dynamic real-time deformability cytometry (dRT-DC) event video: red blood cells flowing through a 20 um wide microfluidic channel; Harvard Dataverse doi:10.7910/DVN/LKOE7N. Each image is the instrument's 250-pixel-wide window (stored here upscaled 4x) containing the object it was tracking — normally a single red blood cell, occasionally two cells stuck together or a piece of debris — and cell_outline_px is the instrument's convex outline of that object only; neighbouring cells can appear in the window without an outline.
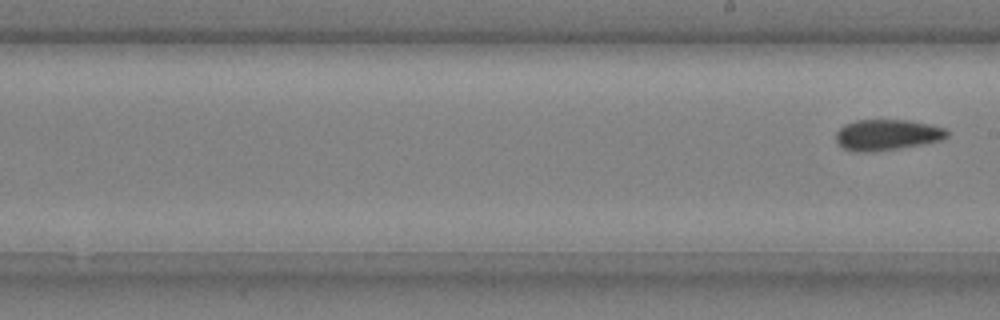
{"species": "common noctule bat (a hibernating species)", "species_latin": "Nyctalus noctula", "temperature_condition": "cold", "stored_images_in_passage": 10, "segment_of_instrument_passage": [2, 2], "camera_frame_rate_fps": 3000, "um_per_image_px": 0.085, "animal": {"sex": "male", "body_mass_g": 20.4}, "frame": {"image": 1, "passage_image": 10, "time_ms": 3.0, "image_size_px": [1000, 320], "cell_outline_px": [[948, 136], [944, 140], [876, 152], [852, 152], [844, 148], [836, 140], [836, 132], [844, 124], [856, 120], [908, 120], [928, 124], [944, 128], [948, 132]], "centroid_in_image_um": [75.39, 11.47], "position_along_channel_um": 213.6, "area_um2": 20.06}}